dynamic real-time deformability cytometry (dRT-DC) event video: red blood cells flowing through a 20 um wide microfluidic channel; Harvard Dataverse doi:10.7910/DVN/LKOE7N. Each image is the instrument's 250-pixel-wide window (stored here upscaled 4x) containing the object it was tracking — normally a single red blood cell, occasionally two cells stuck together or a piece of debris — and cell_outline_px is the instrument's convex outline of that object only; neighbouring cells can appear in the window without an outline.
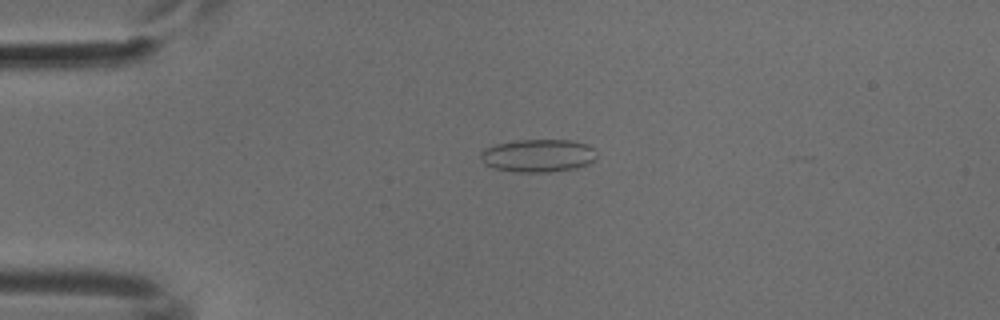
{"species": "common noctule bat (a hibernating species)", "species_latin": "Nyctalus noctula", "temperature_condition": "cold", "stored_images_in_passage": 47, "camera_frame_rate_fps": 3000, "um_per_image_px": 0.085, "animal": {"sex": "male", "body_mass_g": 18.8}, "frame": {"image": 1, "passage_image": 12, "time_ms": 3.667, "image_size_px": [1000, 320], "cell_outline_px": [[596, 156], [588, 164], [576, 168], [548, 172], [516, 172], [496, 168], [484, 164], [480, 156], [480, 152], [484, 148], [496, 144], [520, 140], [572, 140], [588, 144], [596, 152]], "centroid_in_image_um": [45.73, 13.22], "position_along_channel_um": 39.3, "area_um2": 22.2}}
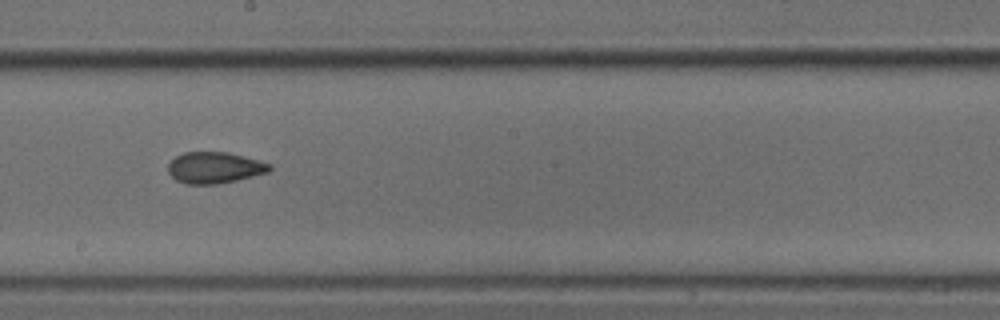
{"frame": {"image": 2, "passage_image": 29, "time_ms": 9.333, "image_size_px": [1000, 320], "cell_outline_px": [[272, 168], [268, 172], [236, 180], [216, 184], [184, 184], [176, 180], [168, 172], [168, 164], [176, 156], [184, 152], [228, 152], [272, 164]], "centroid_in_image_um": [18.22, 14.25], "position_along_channel_um": 230.0, "area_um2": 18.44}}
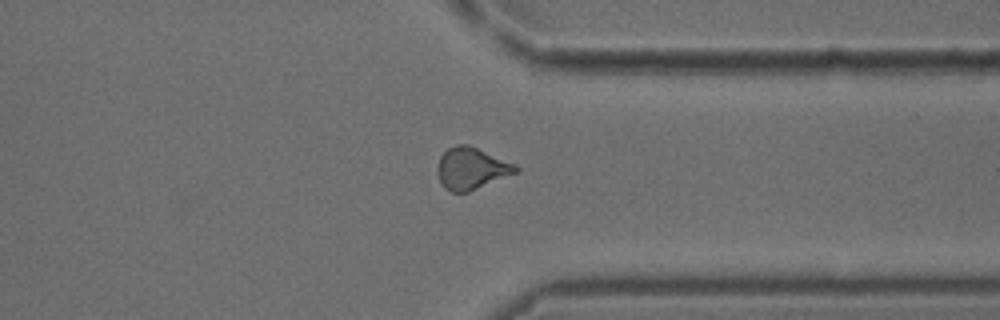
{"frame": {"image": 3, "passage_image": 40, "time_ms": 13.0, "image_size_px": [1000, 320], "cell_outline_px": [[520, 168], [516, 172], [468, 192], [452, 192], [444, 188], [440, 180], [436, 168], [440, 156], [448, 148], [456, 144], [468, 144], [516, 164]], "centroid_in_image_um": [40.05, 14.3], "position_along_channel_um": 371.4, "area_um2": 18.96}}